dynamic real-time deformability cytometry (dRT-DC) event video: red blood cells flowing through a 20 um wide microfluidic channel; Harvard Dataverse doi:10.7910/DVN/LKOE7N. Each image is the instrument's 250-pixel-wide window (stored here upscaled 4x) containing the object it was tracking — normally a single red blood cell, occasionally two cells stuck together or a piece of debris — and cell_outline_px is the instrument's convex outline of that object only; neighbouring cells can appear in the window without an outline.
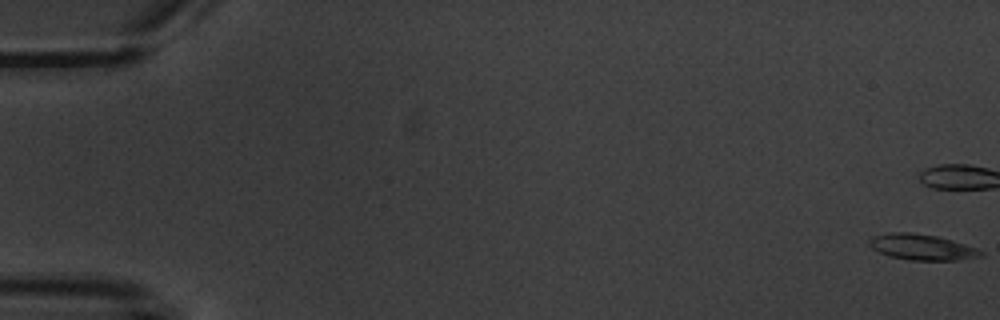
{"species": "common noctule bat (a hibernating species)", "species_latin": "Nyctalus noctula", "temperature_condition": "warm", "stored_images_in_passage": 5, "camera_frame_rate_fps": 3000, "um_per_image_px": 0.085, "animal": {"sex": "male", "body_mass_g": 20.1, "forearm_length_mm": 53.5}, "frame": {"image": 1, "passage_image": 1, "time_ms": 0.0, "image_size_px": [1000, 320], "cell_outline_px": [[984, 256], [956, 260], [908, 260], [888, 256], [872, 248], [868, 244], [868, 240], [872, 236], [892, 232], [912, 232], [936, 236], [952, 240], [976, 248], [984, 252]], "centroid_in_image_um": [78.34, 21.0], "position_along_channel_um": 6.7, "area_um2": 16.82}}